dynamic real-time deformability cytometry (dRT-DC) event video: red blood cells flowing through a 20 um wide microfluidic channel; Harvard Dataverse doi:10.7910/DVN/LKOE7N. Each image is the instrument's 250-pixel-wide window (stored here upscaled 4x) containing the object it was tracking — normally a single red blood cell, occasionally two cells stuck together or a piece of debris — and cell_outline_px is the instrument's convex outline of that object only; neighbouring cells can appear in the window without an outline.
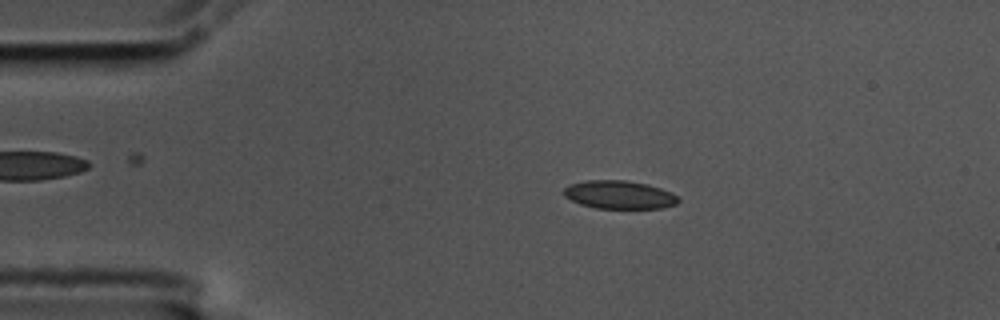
{"species": "common noctule bat (a hibernating species)", "species_latin": "Nyctalus noctula", "temperature_condition": "cold", "stored_images_in_passage": 55, "camera_frame_rate_fps": 3000, "um_per_image_px": 0.085, "animal": {"sex": "male", "body_mass_g": 17.5, "forearm_length_mm": 52.3}, "frame": {"image": 1, "passage_image": 10, "time_ms": 3.0, "image_size_px": [1000, 320], "cell_outline_px": [[680, 200], [676, 204], [664, 208], [596, 208], [580, 204], [564, 196], [564, 188], [568, 184], [588, 180], [624, 180], [648, 184], [672, 192]], "centroid_in_image_um": [52.64, 16.55], "position_along_channel_um": 32.4, "area_um2": 18.84}}
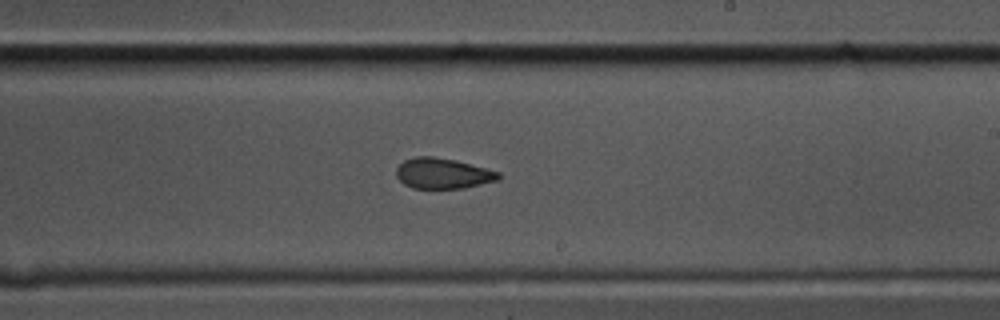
{"frame": {"image": 2, "passage_image": 32, "time_ms": 10.333, "image_size_px": [1000, 320], "cell_outline_px": [[500, 180], [464, 188], [412, 188], [404, 184], [396, 176], [396, 168], [404, 160], [416, 156], [432, 156], [456, 160], [500, 172]], "centroid_in_image_um": [37.64, 14.74], "position_along_channel_um": 251.4, "area_um2": 18.26}}
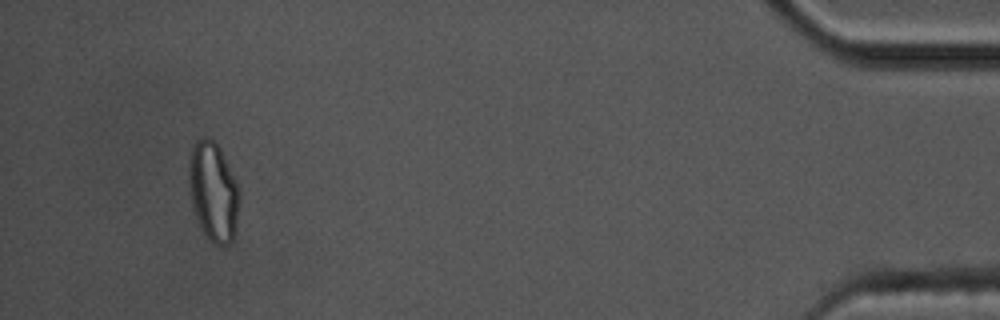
{"frame": {"image": 3, "passage_image": 52, "time_ms": 17.0, "image_size_px": [1000, 320], "cell_outline_px": [[240, 200], [232, 240], [228, 244], [216, 244], [208, 240], [200, 224], [192, 200], [188, 180], [188, 164], [192, 144], [196, 140], [204, 136], [208, 136], [220, 148], [240, 192]], "centroid_in_image_um": [18.11, 16.23], "position_along_channel_um": 417.1, "area_um2": 28.67}, "authors_computed_cell_mechanics": {"area_um2": 18.9584, "velocity_mm_per_s": 3.5633, "shape_relaxation_time_tau1_ms": null, "shape_relaxation_time_tau2_ms": 2.1119, "deformation_change_tau1": null, "deformation_change_tau2": 0.0728}}